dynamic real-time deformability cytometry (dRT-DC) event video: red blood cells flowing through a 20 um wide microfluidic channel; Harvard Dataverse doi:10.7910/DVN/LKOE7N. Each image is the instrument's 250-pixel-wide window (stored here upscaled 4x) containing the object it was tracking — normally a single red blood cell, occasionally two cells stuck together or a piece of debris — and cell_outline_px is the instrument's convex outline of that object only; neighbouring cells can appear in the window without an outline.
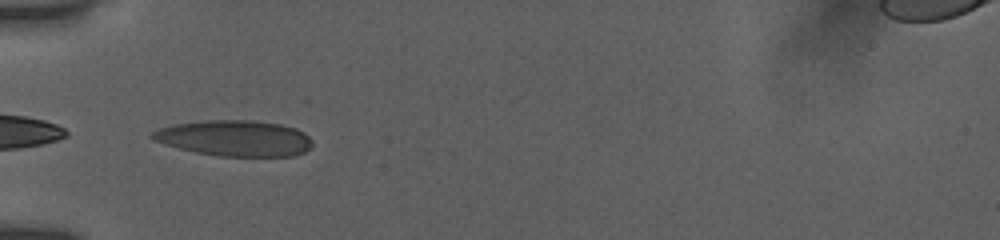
{"species": "human", "species_latin": "Homo sapiens", "temperature_condition": "room temperature", "stored_images_in_passage": 8, "segment_of_instrument_passage": [2, 2], "camera_frame_rate_fps": 3000, "um_per_image_px": 0.085, "donor": {"sex": "female"}, "frame": {"image": 1, "passage_image": 4, "time_ms": 2.667, "image_size_px": [1000, 240], "cell_outline_px": [[312, 144], [304, 152], [292, 156], [216, 156], [196, 152], [164, 144], [152, 140], [148, 136], [152, 132], [160, 128], [176, 124], [204, 120], [252, 120], [280, 124], [296, 128], [304, 132], [312, 140]], "centroid_in_image_um": [19.94, 11.74], "position_along_channel_um": 65.1, "area_um2": 33.47}}
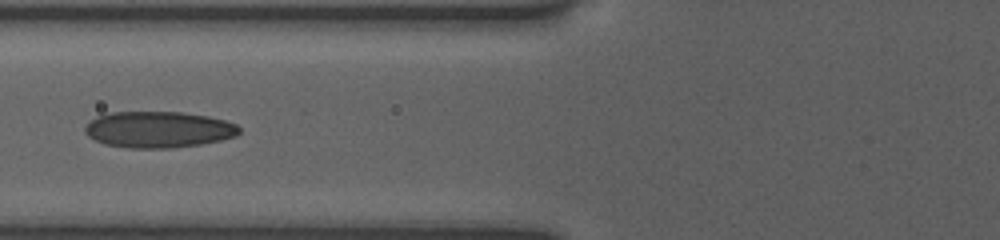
{"frame": {"image": 2, "passage_image": 6, "time_ms": 4.0, "image_size_px": [1000, 240], "cell_outline_px": [[240, 132], [236, 136], [220, 140], [200, 144], [172, 148], [128, 148], [104, 144], [88, 136], [84, 132], [84, 128], [96, 116], [112, 112], [180, 112], [208, 116], [224, 120], [236, 124], [240, 128]], "centroid_in_image_um": [13.46, 11.01], "position_along_channel_um": 112.3, "area_um2": 32.6}}
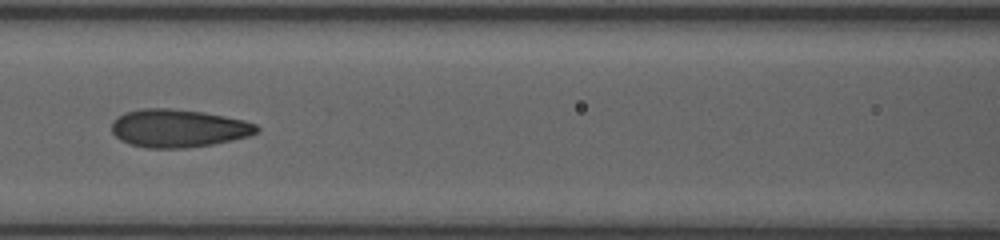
{"frame": {"image": 3, "passage_image": 7, "time_ms": 5.0, "image_size_px": [1000, 240], "cell_outline_px": [[260, 132], [248, 136], [232, 140], [212, 144], [184, 148], [148, 148], [128, 144], [120, 140], [112, 132], [112, 120], [124, 112], [144, 108], [168, 108], [204, 112], [244, 120], [256, 124], [260, 128]], "centroid_in_image_um": [15.15, 10.9], "position_along_channel_um": 151.4, "area_um2": 32.25}}